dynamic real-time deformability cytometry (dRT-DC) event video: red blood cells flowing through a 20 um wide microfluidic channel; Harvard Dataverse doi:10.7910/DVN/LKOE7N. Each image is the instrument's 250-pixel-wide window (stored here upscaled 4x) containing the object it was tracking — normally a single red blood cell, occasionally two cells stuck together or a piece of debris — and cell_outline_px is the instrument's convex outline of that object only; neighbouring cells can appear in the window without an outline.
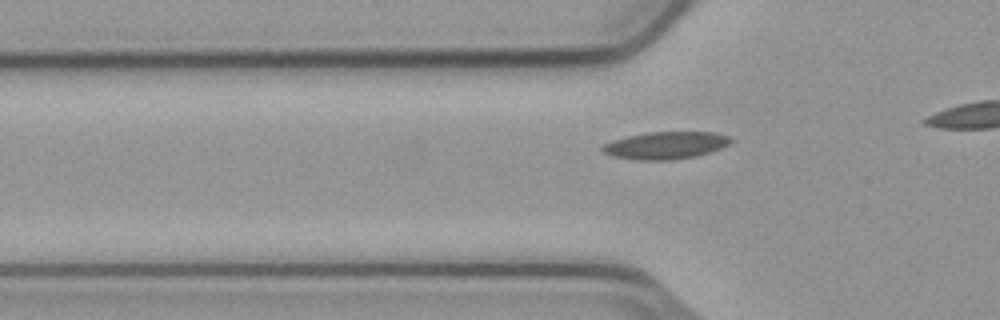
{"species": "common noctule bat (a hibernating species)", "species_latin": "Nyctalus noctula", "temperature_condition": "cold", "stored_images_in_passage": 11, "camera_frame_rate_fps": 3000, "um_per_image_px": 0.085, "animal": {"sex": "male", "body_mass_g": 23.1, "forearm_length_mm": 52.7}, "frame": {"image": 1, "passage_image": 2, "time_ms": 0.333, "image_size_px": [1000, 320], "cell_outline_px": [[732, 140], [728, 144], [720, 148], [696, 156], [672, 160], [636, 160], [612, 156], [604, 152], [600, 148], [604, 144], [612, 140], [628, 136], [648, 132], [716, 132], [728, 136]], "centroid_in_image_um": [56.55, 12.35], "position_along_channel_um": 69.2, "area_um2": 20.35}}
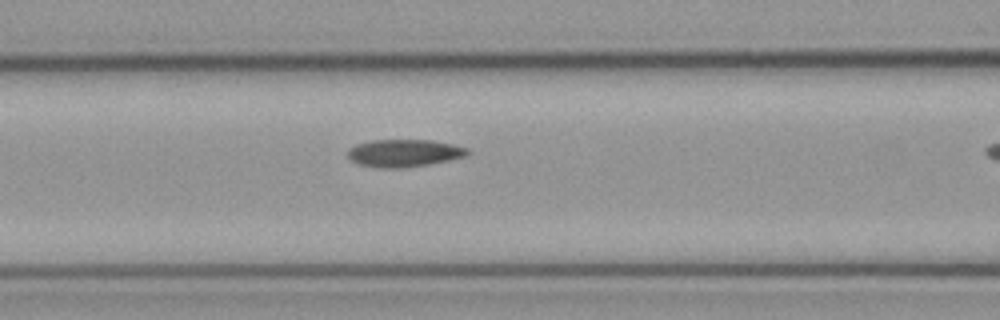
{"frame": {"image": 2, "passage_image": 7, "time_ms": 2.0, "image_size_px": [1000, 320], "cell_outline_px": [[472, 152], [468, 156], [428, 164], [404, 168], [376, 168], [356, 164], [348, 156], [348, 148], [356, 144], [372, 140], [432, 140], [452, 144], [468, 148]], "centroid_in_image_um": [34.35, 13.01], "position_along_channel_um": 132.2, "area_um2": 19.42}}
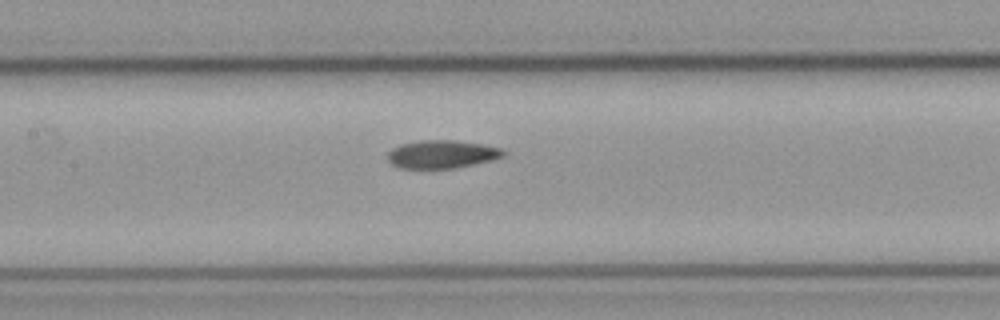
{"frame": {"image": 3, "passage_image": 10, "time_ms": 3.0, "image_size_px": [1000, 320], "cell_outline_px": [[508, 152], [504, 156], [492, 160], [456, 168], [400, 168], [392, 164], [388, 160], [388, 152], [392, 148], [400, 144], [420, 140], [452, 140], [484, 144], [500, 148]], "centroid_in_image_um": [37.58, 13.1], "position_along_channel_um": 169.8, "area_um2": 19.02}}